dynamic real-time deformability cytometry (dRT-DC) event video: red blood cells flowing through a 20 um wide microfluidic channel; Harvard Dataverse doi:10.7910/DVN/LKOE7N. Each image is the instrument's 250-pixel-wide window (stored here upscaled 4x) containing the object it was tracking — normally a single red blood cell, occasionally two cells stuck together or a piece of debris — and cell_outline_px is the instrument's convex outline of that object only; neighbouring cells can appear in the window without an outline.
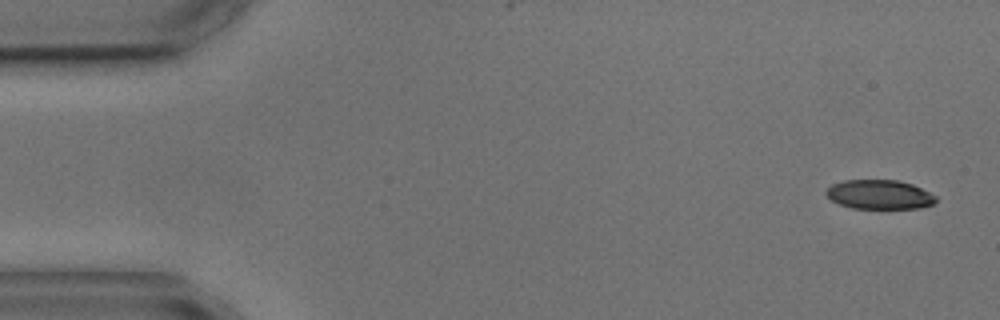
{"species": "common noctule bat (a hibernating species)", "species_latin": "Nyctalus noctula", "temperature_condition": "cold", "stored_images_in_passage": 7, "camera_frame_rate_fps": 3000, "um_per_image_px": 0.085, "animal": {"sex": "male", "body_mass_g": 17.9, "forearm_length_mm": 54.2}, "frame": {"image": 1, "passage_image": 1, "time_ms": 0.0, "image_size_px": [1000, 320], "cell_outline_px": [[936, 200], [932, 204], [920, 208], [852, 208], [840, 204], [832, 200], [824, 192], [832, 184], [844, 180], [900, 180], [912, 184], [936, 196]], "centroid_in_image_um": [74.74, 16.53], "position_along_channel_um": 10.3, "area_um2": 18.55}}
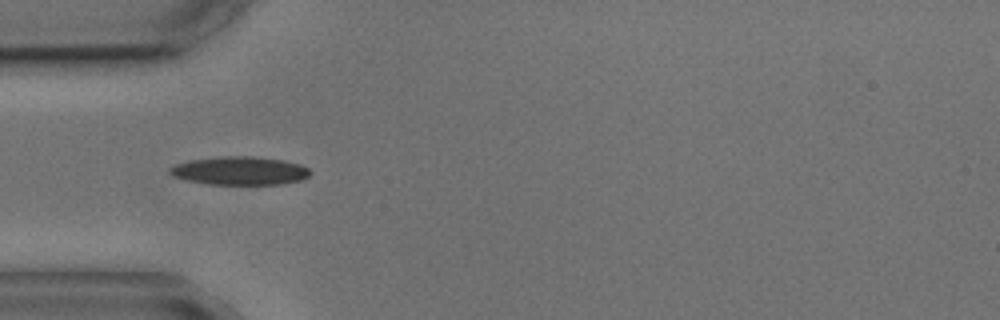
{"frame": {"image": 2, "passage_image": 4, "time_ms": 4.667, "image_size_px": [1000, 320], "cell_outline_px": [[312, 172], [308, 176], [300, 180], [284, 184], [208, 184], [188, 180], [172, 176], [168, 172], [168, 168], [176, 164], [192, 160], [224, 156], [256, 156], [284, 160], [300, 164], [308, 168]], "centroid_in_image_um": [20.4, 14.51], "position_along_channel_um": 64.6, "area_um2": 23.18}}